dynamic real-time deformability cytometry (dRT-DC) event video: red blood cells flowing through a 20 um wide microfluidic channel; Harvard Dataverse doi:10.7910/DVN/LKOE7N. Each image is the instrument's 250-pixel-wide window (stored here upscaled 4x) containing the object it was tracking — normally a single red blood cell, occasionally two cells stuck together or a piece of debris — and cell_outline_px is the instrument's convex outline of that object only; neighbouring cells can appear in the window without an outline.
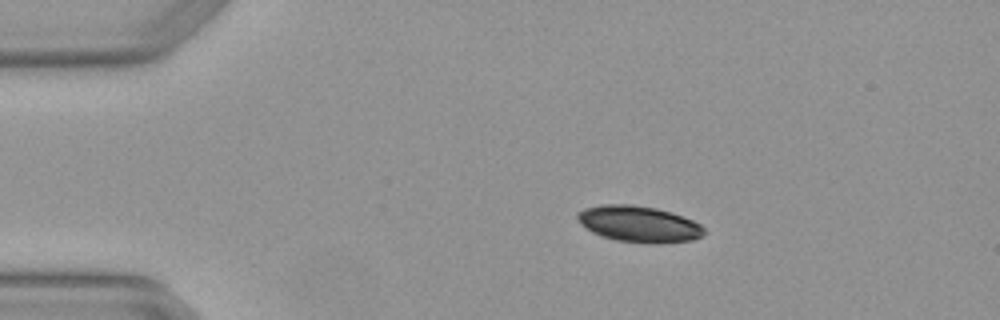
{"species": "Egyptian fruit bat (a non-hibernating species)", "species_latin": "Rousettus aegyptiacus", "temperature_condition": "warm", "stored_images_in_passage": 2, "camera_frame_rate_fps": 3000, "um_per_image_px": 0.085, "animal": {"sex": "female"}, "frame": {"image": 1, "passage_image": 1, "time_ms": 0.0, "image_size_px": [1000, 320], "cell_outline_px": [[708, 232], [704, 236], [692, 240], [616, 240], [600, 236], [592, 232], [576, 216], [576, 212], [584, 208], [600, 204], [632, 204], [656, 208], [672, 212], [692, 220], [700, 224]], "centroid_in_image_um": [54.29, 18.97], "position_along_channel_um": 30.7, "area_um2": 25.78}}